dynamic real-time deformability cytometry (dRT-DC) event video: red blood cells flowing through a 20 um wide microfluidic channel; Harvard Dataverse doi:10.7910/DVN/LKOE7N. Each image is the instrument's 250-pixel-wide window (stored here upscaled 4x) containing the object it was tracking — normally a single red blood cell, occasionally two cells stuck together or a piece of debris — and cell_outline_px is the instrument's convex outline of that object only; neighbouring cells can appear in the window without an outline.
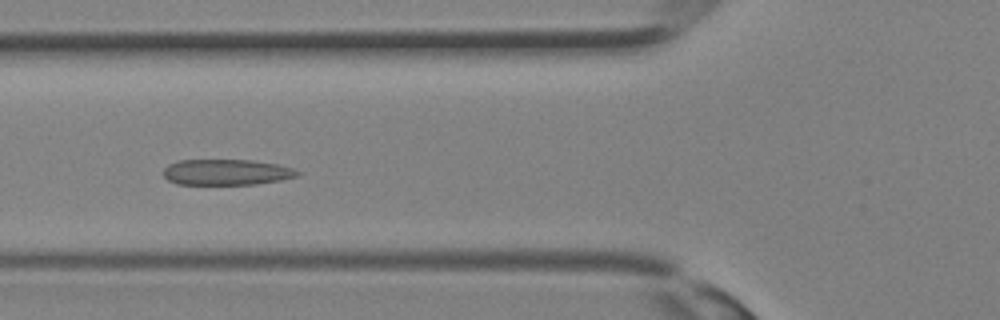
{"species": "Egyptian fruit bat (a non-hibernating species)", "species_latin": "Rousettus aegyptiacus", "temperature_condition": "room temperature", "stored_images_in_passage": 24, "camera_frame_rate_fps": 3000, "um_per_image_px": 0.085, "animal": {"sex": "female"}, "frame": {"image": 1, "passage_image": 3, "time_ms": 0.667, "image_size_px": [1000, 320], "cell_outline_px": [[300, 176], [280, 180], [256, 184], [176, 184], [168, 180], [164, 176], [164, 168], [168, 164], [180, 160], [252, 160], [276, 164], [292, 168], [300, 172]], "centroid_in_image_um": [19.25, 14.63], "position_along_channel_um": 106.5, "area_um2": 20.11}}
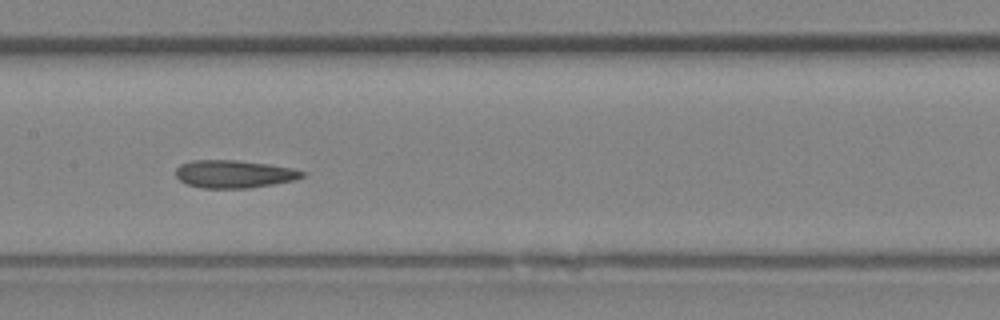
{"frame": {"image": 2, "passage_image": 7, "time_ms": 2.0, "image_size_px": [1000, 320], "cell_outline_px": [[308, 172], [304, 176], [296, 180], [248, 188], [200, 188], [184, 184], [176, 176], [176, 168], [180, 164], [192, 160], [236, 160], [268, 164], [292, 168]], "centroid_in_image_um": [19.89, 14.79], "position_along_channel_um": 187.5, "area_um2": 20.63}}
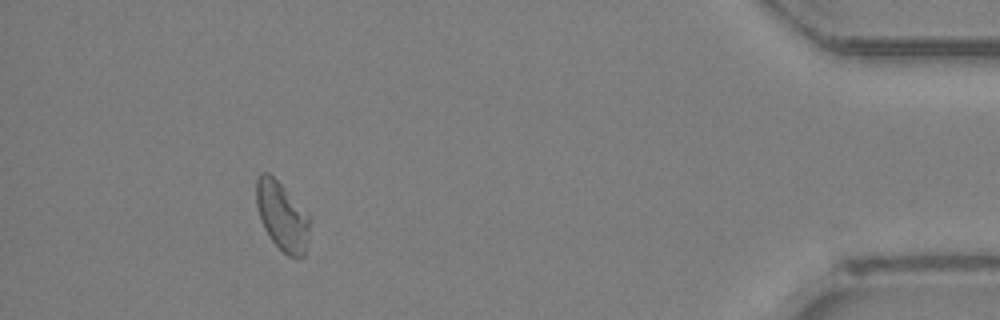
{"frame": {"image": 3, "passage_image": 21, "time_ms": 6.667, "image_size_px": [1000, 320], "cell_outline_px": [[308, 228], [304, 256], [296, 260], [288, 256], [272, 240], [264, 228], [260, 220], [256, 204], [256, 180], [264, 172], [268, 172], [308, 212]], "centroid_in_image_um": [23.96, 18.39], "position_along_channel_um": 411.2, "area_um2": 20.98}}